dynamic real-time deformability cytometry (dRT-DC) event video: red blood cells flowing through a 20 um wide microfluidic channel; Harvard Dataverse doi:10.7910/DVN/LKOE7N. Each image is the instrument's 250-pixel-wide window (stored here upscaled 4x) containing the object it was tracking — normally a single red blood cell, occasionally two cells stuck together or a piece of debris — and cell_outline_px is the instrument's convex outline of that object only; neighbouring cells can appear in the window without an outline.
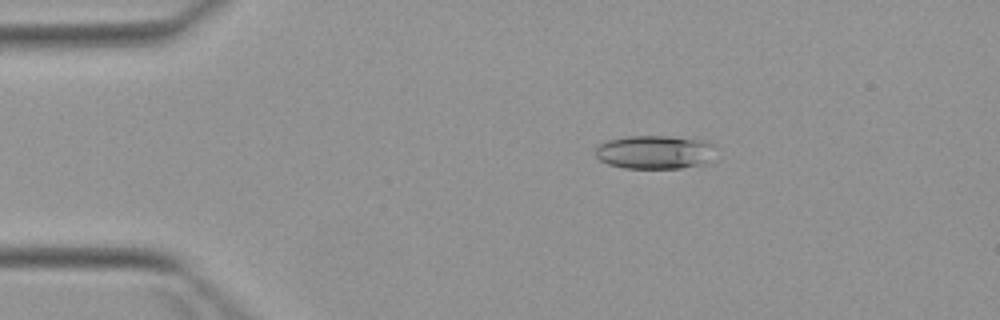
{"species": "Egyptian fruit bat (a non-hibernating species)", "species_latin": "Rousettus aegyptiacus", "temperature_condition": "warm", "stored_images_in_passage": 4, "camera_frame_rate_fps": 3000, "um_per_image_px": 0.085, "animal": {"sex": "female"}, "frame": {"image": 1, "passage_image": 3, "time_ms": 2.667, "image_size_px": [1000, 320], "cell_outline_px": [[716, 160], [704, 164], [680, 168], [624, 168], [608, 164], [600, 160], [596, 156], [596, 148], [600, 144], [608, 140], [628, 136], [668, 136], [708, 140], [716, 144]], "centroid_in_image_um": [55.79, 12.93], "position_along_channel_um": 29.2, "area_um2": 24.16}}